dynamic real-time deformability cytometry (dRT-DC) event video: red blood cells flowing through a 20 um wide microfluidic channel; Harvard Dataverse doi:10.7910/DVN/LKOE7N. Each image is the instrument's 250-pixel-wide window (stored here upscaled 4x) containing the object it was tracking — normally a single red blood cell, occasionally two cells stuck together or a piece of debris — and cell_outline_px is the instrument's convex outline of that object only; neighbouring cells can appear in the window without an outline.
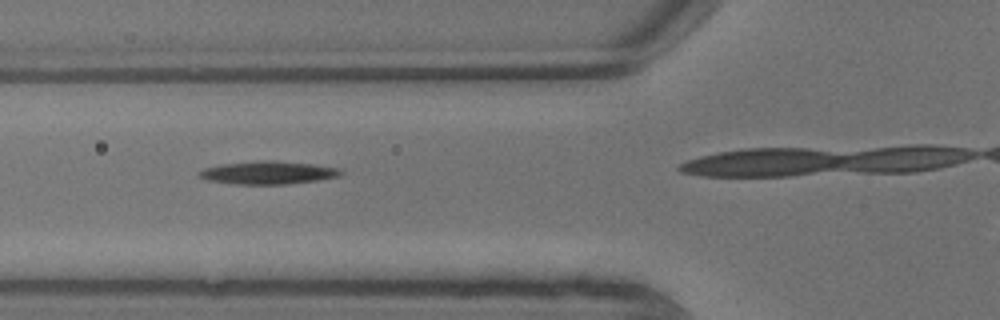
{"species": "common noctule bat (a hibernating species)", "species_latin": "Nyctalus noctula", "temperature_condition": "warm", "stored_images_in_passage": 4, "camera_frame_rate_fps": 3000, "um_per_image_px": 0.085, "animal": {"sex": "male", "body_mass_g": 13.3}, "frame": {"image": 1, "passage_image": 2, "time_ms": 0.333, "image_size_px": [1000, 320], "cell_outline_px": [[344, 172], [340, 176], [320, 180], [288, 184], [232, 184], [208, 180], [200, 176], [196, 172], [204, 168], [224, 164], [260, 160], [272, 160], [312, 164], [340, 168]], "centroid_in_image_um": [22.82, 14.68], "position_along_channel_um": 103.0, "area_um2": 19.02}}